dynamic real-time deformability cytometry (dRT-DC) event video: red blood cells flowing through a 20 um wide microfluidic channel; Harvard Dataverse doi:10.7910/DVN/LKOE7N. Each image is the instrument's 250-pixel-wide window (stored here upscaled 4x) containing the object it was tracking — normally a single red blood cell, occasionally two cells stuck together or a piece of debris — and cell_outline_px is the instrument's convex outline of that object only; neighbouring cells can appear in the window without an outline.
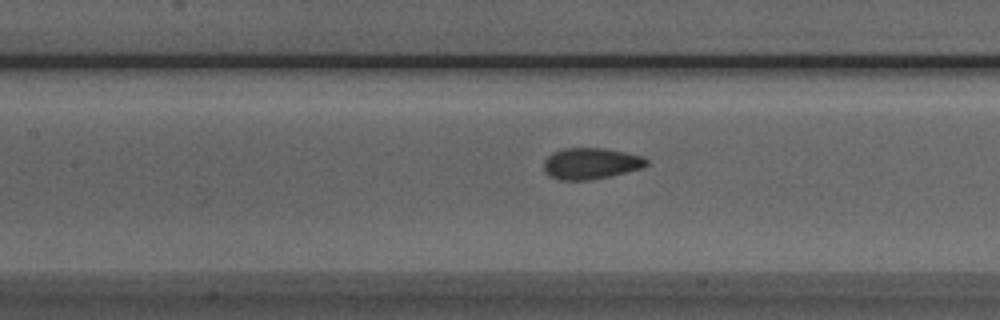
{"species": "Egyptian fruit bat (a non-hibernating species)", "species_latin": "Rousettus aegyptiacus", "temperature_condition": "room temperature", "stored_images_in_passage": 38, "camera_frame_rate_fps": 3000, "um_per_image_px": 0.085, "animal": {"sex": "male"}, "frame": {"image": 1, "passage_image": 13, "time_ms": 4.0, "image_size_px": [1000, 320], "cell_outline_px": [[648, 164], [640, 168], [608, 176], [588, 180], [560, 180], [548, 176], [544, 172], [544, 160], [552, 152], [564, 148], [604, 148], [624, 152], [640, 156], [648, 160]], "centroid_in_image_um": [50.15, 13.89], "position_along_channel_um": 157.2, "area_um2": 18.55}}
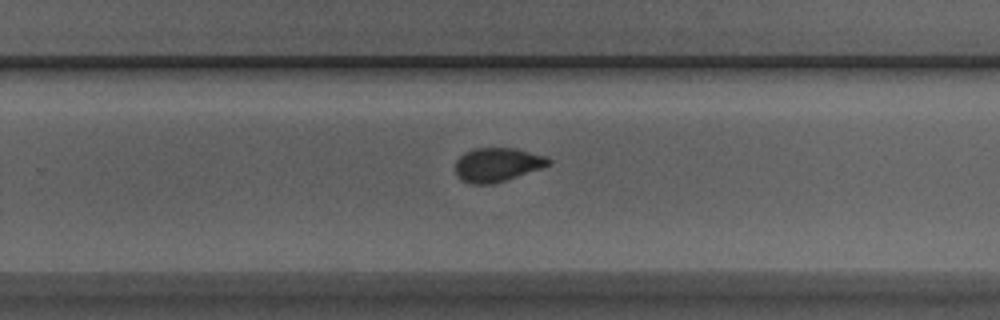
{"frame": {"image": 2, "passage_image": 23, "time_ms": 7.333, "image_size_px": [1000, 320], "cell_outline_px": [[552, 164], [492, 184], [472, 184], [456, 176], [456, 160], [464, 152], [476, 148], [516, 148], [548, 156], [552, 160]], "centroid_in_image_um": [42.29, 13.98], "position_along_channel_um": 287.5, "area_um2": 18.32}}
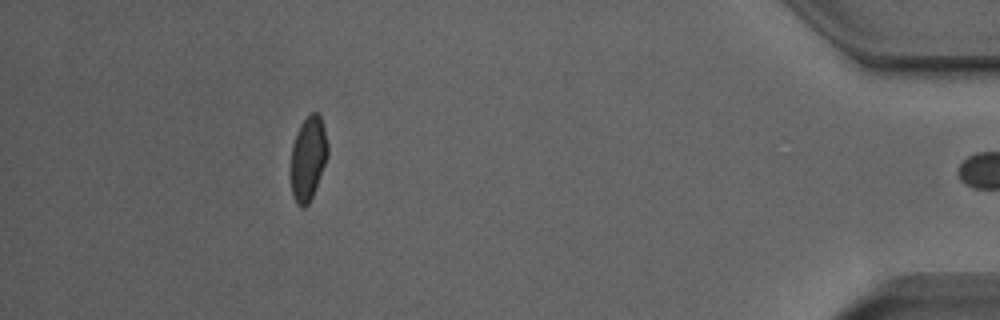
{"frame": {"image": 3, "passage_image": 37, "time_ms": 12.0, "image_size_px": [1000, 320], "cell_outline_px": [[328, 156], [312, 196], [308, 204], [304, 208], [300, 208], [296, 204], [292, 196], [292, 144], [296, 132], [300, 124], [308, 112], [316, 112], [320, 116], [324, 128], [328, 144]], "centroid_in_image_um": [26.19, 13.43], "position_along_channel_um": 409.0, "area_um2": 18.09}}